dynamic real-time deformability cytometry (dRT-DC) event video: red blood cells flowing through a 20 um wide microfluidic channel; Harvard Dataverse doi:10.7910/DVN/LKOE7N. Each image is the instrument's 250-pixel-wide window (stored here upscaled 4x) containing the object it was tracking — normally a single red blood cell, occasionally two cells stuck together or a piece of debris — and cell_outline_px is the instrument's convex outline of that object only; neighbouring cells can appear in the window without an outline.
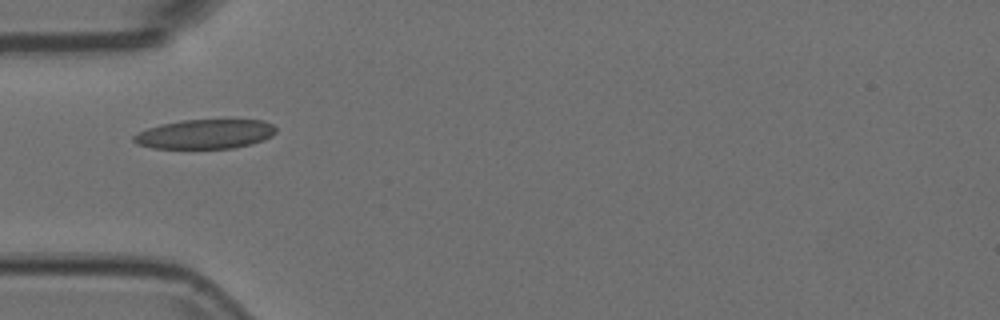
{"species": "Egyptian fruit bat (a non-hibernating species)", "species_latin": "Rousettus aegyptiacus", "temperature_condition": "room temperature", "stored_images_in_passage": 38, "camera_frame_rate_fps": 3000, "um_per_image_px": 0.085, "animal": {"sex": "female"}, "frame": {"image": 1, "passage_image": 1, "time_ms": 0.0, "image_size_px": [1000, 320], "cell_outline_px": [[276, 132], [272, 136], [264, 140], [252, 144], [232, 148], [152, 148], [136, 144], [132, 140], [132, 136], [148, 128], [160, 124], [180, 120], [264, 120], [272, 124], [276, 128]], "centroid_in_image_um": [17.44, 11.39], "position_along_channel_um": 67.6, "area_um2": 24.45}}
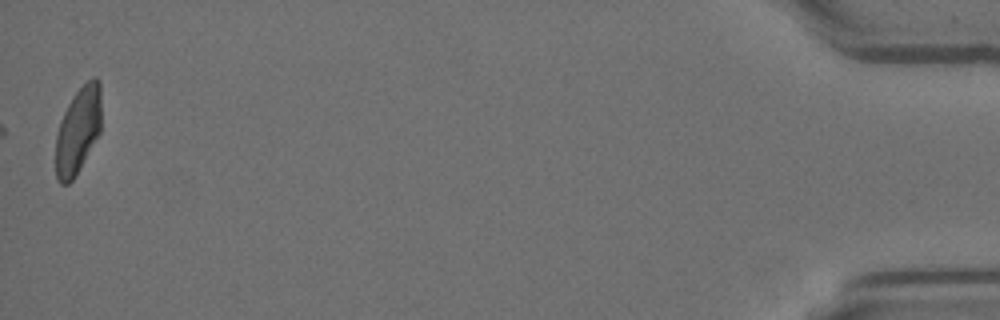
{"frame": {"image": 2, "passage_image": 38, "time_ms": 12.333, "image_size_px": [1000, 320], "cell_outline_px": [[100, 132], [72, 180], [68, 184], [60, 184], [56, 180], [56, 132], [60, 120], [72, 96], [92, 76], [96, 76], [100, 80]], "centroid_in_image_um": [6.61, 11.06], "position_along_channel_um": 428.6, "area_um2": 22.83}}